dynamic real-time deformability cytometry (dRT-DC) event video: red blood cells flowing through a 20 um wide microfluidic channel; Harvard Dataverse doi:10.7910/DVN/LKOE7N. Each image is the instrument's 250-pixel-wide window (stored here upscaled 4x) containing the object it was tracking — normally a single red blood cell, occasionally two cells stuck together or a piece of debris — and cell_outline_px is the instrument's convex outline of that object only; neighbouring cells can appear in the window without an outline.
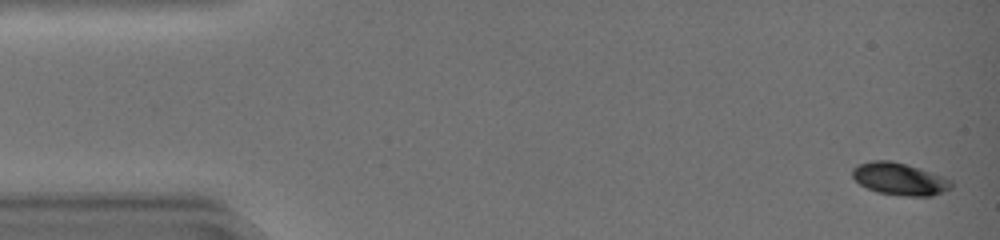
{"species": "common noctule bat (a hibernating species)", "species_latin": "Nyctalus noctula", "temperature_condition": "warm", "stored_images_in_passage": 46, "camera_frame_rate_fps": 3000, "um_per_image_px": 0.085, "animal": {"sex": "female", "body_mass_g": 19.0, "forearm_length_mm": 51.5}, "frame": {"image": 1, "passage_image": 2, "time_ms": 0.333, "image_size_px": [1000, 240], "cell_outline_px": [[952, 188], [944, 192], [932, 196], [904, 196], [876, 192], [860, 184], [852, 176], [852, 168], [856, 164], [872, 160], [888, 160], [920, 168], [944, 176], [952, 180]], "centroid_in_image_um": [76.48, 15.21], "position_along_channel_um": 8.5, "area_um2": 18.79}}
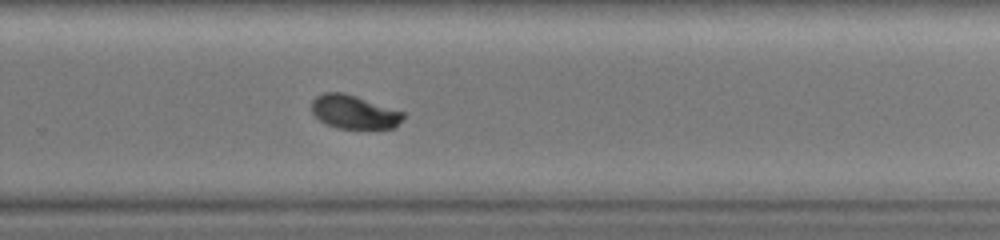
{"frame": {"image": 2, "passage_image": 32, "time_ms": 10.333, "image_size_px": [1000, 240], "cell_outline_px": [[404, 116], [396, 128], [336, 128], [320, 120], [312, 112], [312, 100], [316, 96], [324, 92], [344, 92], [404, 112]], "centroid_in_image_um": [30.09, 9.51], "position_along_channel_um": 299.7, "area_um2": 17.8}}
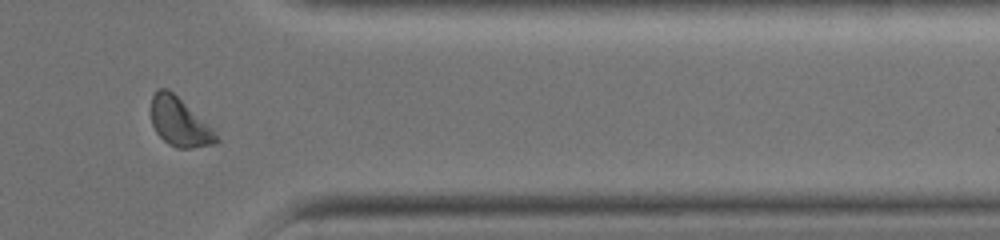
{"frame": {"image": 3, "passage_image": 39, "time_ms": 12.667, "image_size_px": [1000, 240], "cell_outline_px": [[220, 140], [216, 144], [192, 148], [176, 148], [168, 144], [156, 132], [152, 124], [152, 96], [156, 88], [168, 88], [212, 128]], "centroid_in_image_um": [15.25, 10.39], "position_along_channel_um": 396.1, "area_um2": 18.26}, "authors_computed_cell_mechanics": {"area_um2": 18.785, "velocity_mm_per_s": 4.2296, "shape_relaxation_time_tau1_ms": 2.3116, "shape_relaxation_time_tau2_ms": 1.6508, "deformation_change_tau1": 0.1342, "deformation_change_tau2": 0.044}}